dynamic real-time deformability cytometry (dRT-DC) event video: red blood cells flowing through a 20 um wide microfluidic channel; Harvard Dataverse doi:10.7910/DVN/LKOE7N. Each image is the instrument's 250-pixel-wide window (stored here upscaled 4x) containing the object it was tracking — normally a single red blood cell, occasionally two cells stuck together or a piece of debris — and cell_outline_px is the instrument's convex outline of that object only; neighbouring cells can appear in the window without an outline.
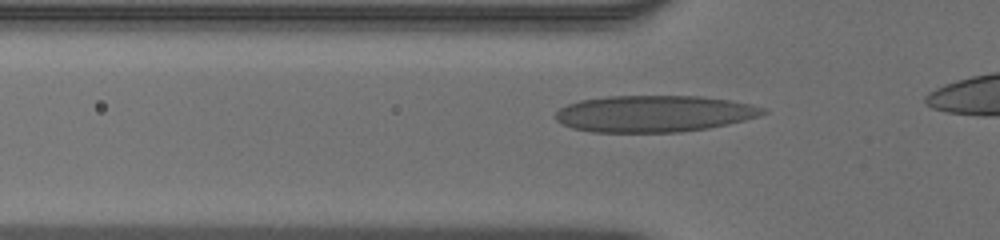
{"species": "human", "species_latin": "Homo sapiens", "temperature_condition": "warm", "stored_images_in_passage": 30, "camera_frame_rate_fps": 3000, "um_per_image_px": 0.085, "donor": {"sex": "male"}, "frame": {"image": 1, "passage_image": 5, "time_ms": 1.333, "image_size_px": [1000, 240], "cell_outline_px": [[768, 112], [760, 116], [728, 124], [708, 128], [680, 132], [592, 132], [572, 128], [560, 124], [556, 120], [556, 112], [560, 108], [568, 104], [580, 100], [608, 96], [704, 96], [752, 104], [764, 108]], "centroid_in_image_um": [55.6, 9.66], "position_along_channel_um": 70.2, "area_um2": 44.39}}
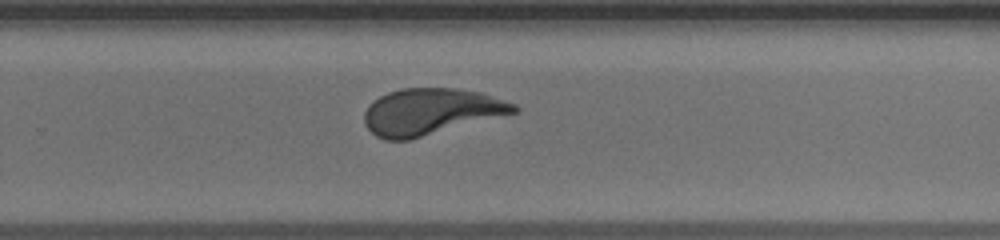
{"frame": {"image": 2, "passage_image": 22, "time_ms": 7.0, "image_size_px": [1000, 240], "cell_outline_px": [[520, 108], [516, 112], [408, 140], [384, 140], [376, 136], [364, 124], [364, 112], [368, 104], [380, 96], [388, 92], [400, 88], [452, 88], [480, 92], [516, 104]], "centroid_in_image_um": [36.57, 9.48], "position_along_channel_um": 293.2, "area_um2": 40.17}}
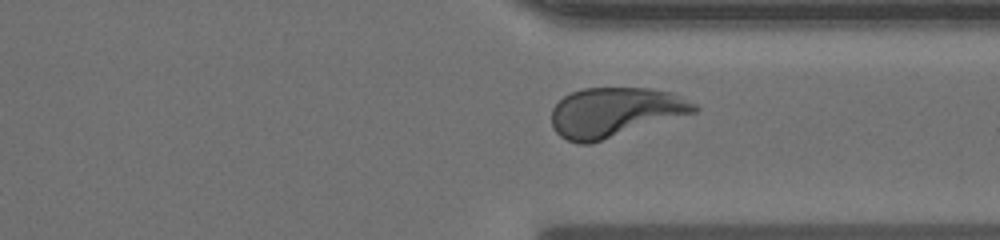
{"frame": {"image": 3, "passage_image": 27, "time_ms": 8.667, "image_size_px": [1000, 240], "cell_outline_px": [[700, 108], [696, 112], [592, 144], [580, 144], [568, 140], [560, 136], [552, 128], [552, 108], [564, 96], [572, 92], [584, 88], [652, 88], [672, 92], [696, 104]], "centroid_in_image_um": [52.27, 9.55], "position_along_channel_um": 359.1, "area_um2": 41.38}}